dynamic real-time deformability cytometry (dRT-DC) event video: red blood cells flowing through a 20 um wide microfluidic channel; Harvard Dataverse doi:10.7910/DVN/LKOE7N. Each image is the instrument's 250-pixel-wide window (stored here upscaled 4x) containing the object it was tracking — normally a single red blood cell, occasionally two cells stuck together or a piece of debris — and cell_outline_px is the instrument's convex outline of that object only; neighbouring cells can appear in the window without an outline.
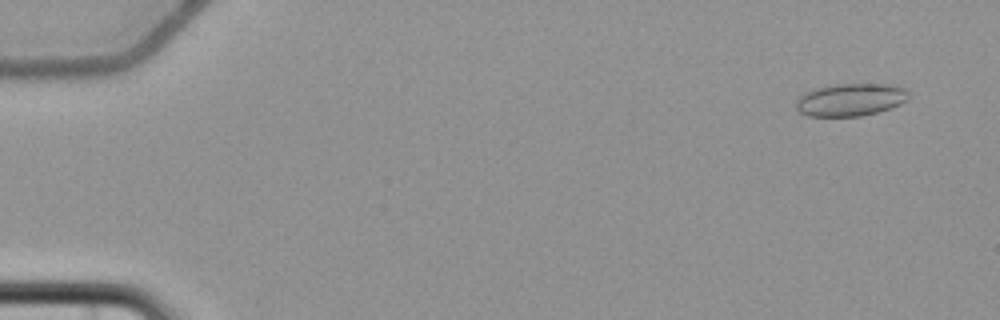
{"species": "common noctule bat (a hibernating species)", "species_latin": "Nyctalus noctula", "temperature_condition": "cold", "stored_images_in_passage": 5, "camera_frame_rate_fps": 3000, "um_per_image_px": 0.085, "animal": {"sex": "female", "body_mass_g": 22.7, "forearm_length_mm": 54.2}, "frame": {"image": 1, "passage_image": 1, "time_ms": 0.0, "image_size_px": [1000, 320], "cell_outline_px": [[908, 100], [892, 108], [860, 116], [808, 116], [800, 112], [796, 108], [796, 100], [804, 92], [816, 88], [836, 84], [892, 84], [908, 88]], "centroid_in_image_um": [72.32, 8.47], "position_along_channel_um": 12.7, "area_um2": 21.56}}
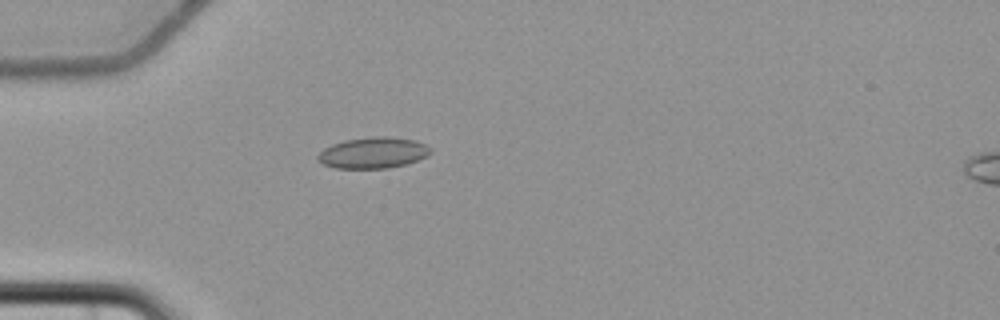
{"frame": {"image": 2, "passage_image": 5, "time_ms": 4.667, "image_size_px": [1000, 320], "cell_outline_px": [[432, 152], [428, 156], [408, 164], [388, 168], [336, 168], [324, 164], [316, 160], [316, 156], [324, 148], [332, 144], [344, 140], [376, 136], [388, 136], [416, 140], [432, 148]], "centroid_in_image_um": [31.74, 12.98], "position_along_channel_um": 53.3, "area_um2": 20.63}}